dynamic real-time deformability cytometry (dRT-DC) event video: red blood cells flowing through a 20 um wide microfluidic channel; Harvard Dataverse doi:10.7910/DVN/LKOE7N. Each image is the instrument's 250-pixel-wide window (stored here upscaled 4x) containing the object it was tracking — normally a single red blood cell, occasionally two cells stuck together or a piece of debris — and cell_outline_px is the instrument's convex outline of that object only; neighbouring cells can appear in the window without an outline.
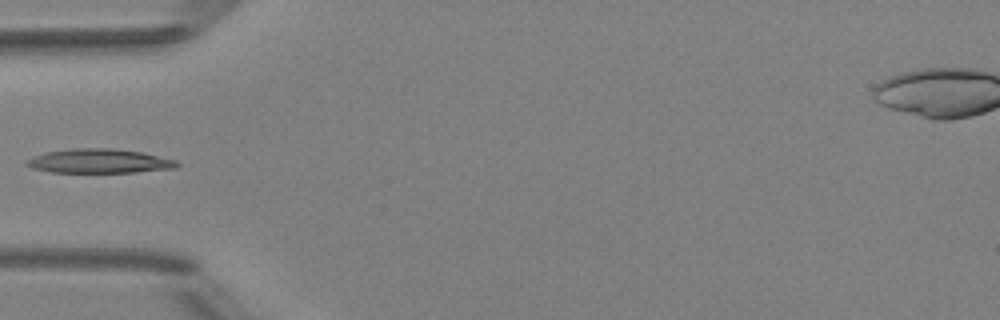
{"species": "Egyptian fruit bat (a non-hibernating species)", "species_latin": "Rousettus aegyptiacus", "temperature_condition": "room temperature", "stored_images_in_passage": 5, "camera_frame_rate_fps": 3000, "um_per_image_px": 0.085, "animal": {"sex": "female"}, "frame": {"image": 1, "passage_image": 3, "time_ms": 3.333, "image_size_px": [1000, 320], "cell_outline_px": [[180, 164], [176, 168], [136, 172], [52, 172], [32, 168], [24, 164], [24, 160], [48, 152], [68, 148], [112, 148], [140, 152], [176, 160]], "centroid_in_image_um": [8.42, 13.69], "position_along_channel_um": 76.6, "area_um2": 21.1}}
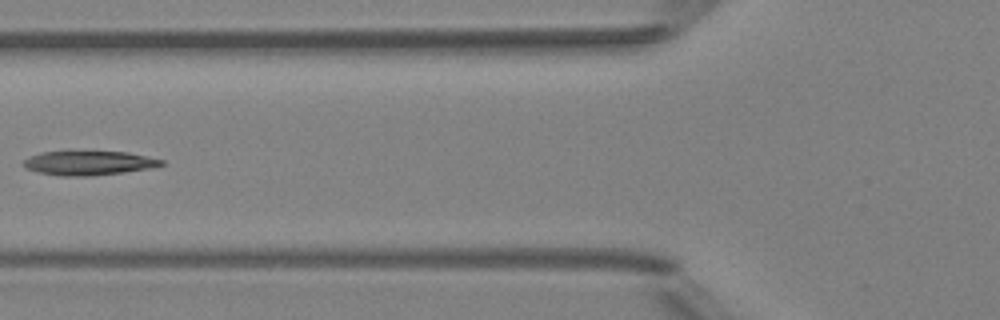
{"frame": {"image": 2, "passage_image": 4, "time_ms": 4.333, "image_size_px": [1000, 320], "cell_outline_px": [[164, 164], [148, 168], [124, 172], [88, 176], [60, 176], [36, 172], [24, 168], [20, 164], [28, 156], [40, 152], [128, 152], [164, 160]], "centroid_in_image_um": [7.46, 13.86], "position_along_channel_um": 118.3, "area_um2": 19.42}}
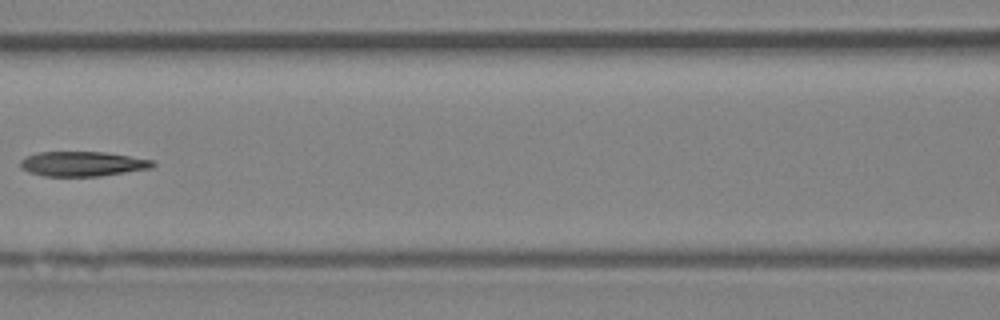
{"frame": {"image": 3, "passage_image": 5, "time_ms": 5.333, "image_size_px": [1000, 320], "cell_outline_px": [[156, 164], [152, 168], [100, 176], [44, 176], [28, 172], [20, 168], [20, 160], [24, 156], [40, 152], [104, 152], [152, 160]], "centroid_in_image_um": [6.97, 13.93], "position_along_channel_um": 159.6, "area_um2": 19.13}}